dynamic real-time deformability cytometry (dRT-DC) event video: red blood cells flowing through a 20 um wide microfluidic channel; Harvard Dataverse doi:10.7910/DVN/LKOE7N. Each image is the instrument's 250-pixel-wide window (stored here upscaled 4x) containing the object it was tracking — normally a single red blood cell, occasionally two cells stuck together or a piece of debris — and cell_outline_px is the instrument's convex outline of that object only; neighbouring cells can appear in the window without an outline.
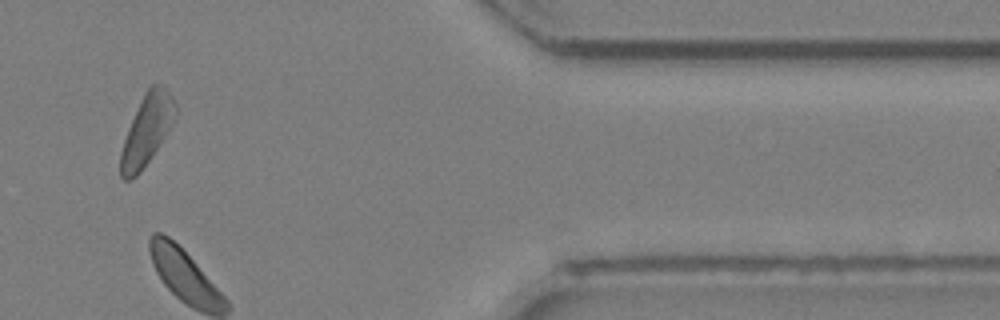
{"species": "Egyptian fruit bat (a non-hibernating species)", "species_latin": "Rousettus aegyptiacus", "temperature_condition": "room temperature", "stored_images_in_passage": 21, "camera_frame_rate_fps": 3000, "um_per_image_px": 0.085, "animal": {"sex": "female"}, "frame": {"image": 1, "passage_image": 18, "time_ms": 5.667, "image_size_px": [1000, 320], "cell_outline_px": [[176, 116], [164, 136], [140, 172], [132, 180], [124, 180], [120, 176], [120, 152], [128, 128], [144, 92], [152, 84], [160, 84], [172, 96], [176, 104]], "centroid_in_image_um": [12.45, 11.05], "position_along_channel_um": 398.9, "area_um2": 21.91}}